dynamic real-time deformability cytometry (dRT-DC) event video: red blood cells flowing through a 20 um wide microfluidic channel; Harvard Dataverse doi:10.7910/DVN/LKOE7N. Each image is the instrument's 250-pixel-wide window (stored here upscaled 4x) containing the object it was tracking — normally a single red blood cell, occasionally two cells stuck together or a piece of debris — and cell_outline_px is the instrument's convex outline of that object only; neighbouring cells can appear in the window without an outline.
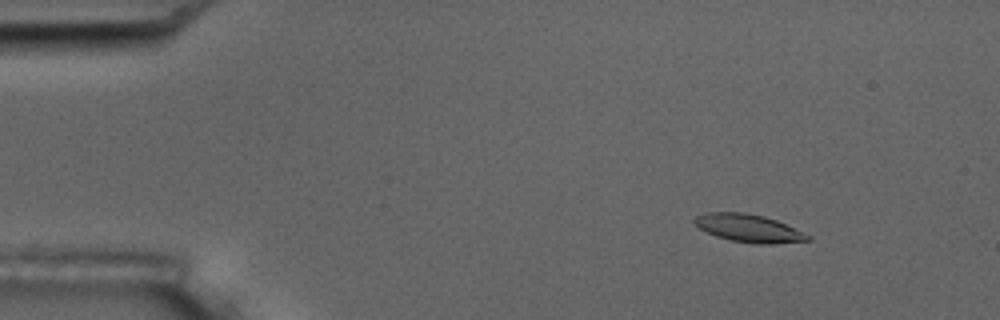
{"species": "common noctule bat (a hibernating species)", "species_latin": "Nyctalus noctula", "temperature_condition": "room temperature", "stored_images_in_passage": 5, "camera_frame_rate_fps": 3000, "um_per_image_px": 0.085, "animal": {"sex": "male", "body_mass_g": 17.5, "forearm_length_mm": 52.3}, "frame": {"image": 1, "passage_image": 2, "time_ms": 1.0, "image_size_px": [1000, 320], "cell_outline_px": [[812, 240], [776, 244], [752, 244], [732, 240], [716, 236], [700, 228], [692, 220], [696, 216], [708, 212], [744, 212], [764, 216], [776, 220], [812, 236]], "centroid_in_image_um": [63.67, 19.4], "position_along_channel_um": 21.3, "area_um2": 18.38}}
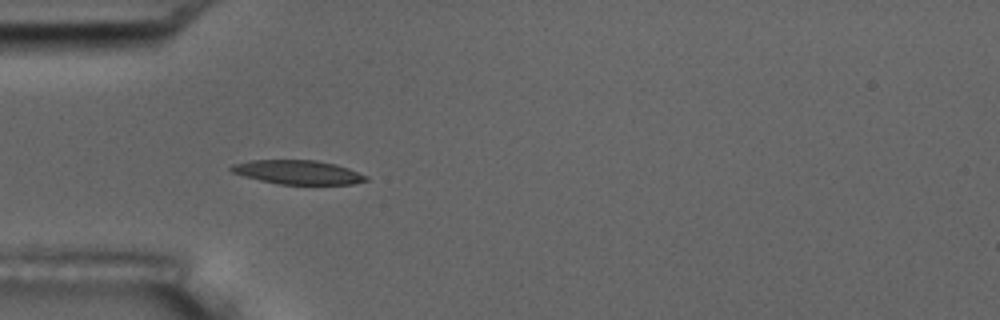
{"frame": {"image": 2, "passage_image": 4, "time_ms": 4.333, "image_size_px": [1000, 320], "cell_outline_px": [[368, 180], [352, 184], [280, 184], [260, 180], [244, 176], [232, 172], [228, 168], [232, 164], [248, 160], [316, 160], [336, 164], [348, 168], [368, 176]], "centroid_in_image_um": [25.3, 14.63], "position_along_channel_um": 59.7, "area_um2": 18.84}}